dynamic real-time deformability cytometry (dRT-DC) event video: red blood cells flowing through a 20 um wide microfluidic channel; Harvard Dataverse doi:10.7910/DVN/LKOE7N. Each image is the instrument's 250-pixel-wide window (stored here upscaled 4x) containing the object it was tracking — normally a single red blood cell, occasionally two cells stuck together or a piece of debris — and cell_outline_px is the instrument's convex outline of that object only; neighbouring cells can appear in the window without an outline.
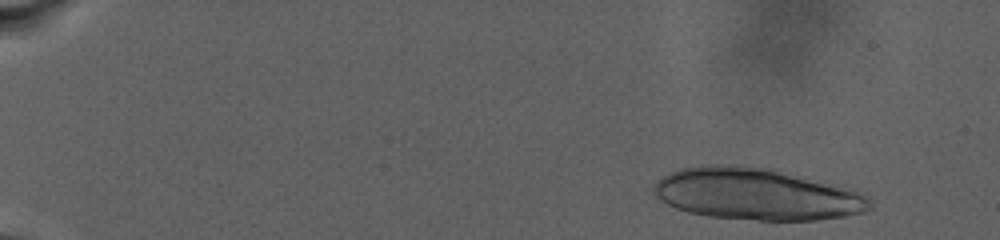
{"species": "human", "species_latin": "Homo sapiens", "temperature_condition": "warm", "stored_images_in_passage": 53, "segment_of_instrument_passage": [1, 2], "camera_frame_rate_fps": 3000, "um_per_image_px": 0.085, "donor": {"sex": "male"}, "frame": {"image": 1, "passage_image": 4, "time_ms": 1.0, "image_size_px": [1000, 240], "cell_outline_px": [[872, 208], [864, 212], [844, 216], [816, 220], [756, 220], [708, 216], [688, 212], [676, 208], [660, 200], [656, 196], [652, 188], [664, 176], [680, 168], [700, 164], [736, 164], [772, 168], [864, 192], [872, 200]], "centroid_in_image_um": [64.34, 16.48], "position_along_channel_um": 20.7, "area_um2": 65.66}}